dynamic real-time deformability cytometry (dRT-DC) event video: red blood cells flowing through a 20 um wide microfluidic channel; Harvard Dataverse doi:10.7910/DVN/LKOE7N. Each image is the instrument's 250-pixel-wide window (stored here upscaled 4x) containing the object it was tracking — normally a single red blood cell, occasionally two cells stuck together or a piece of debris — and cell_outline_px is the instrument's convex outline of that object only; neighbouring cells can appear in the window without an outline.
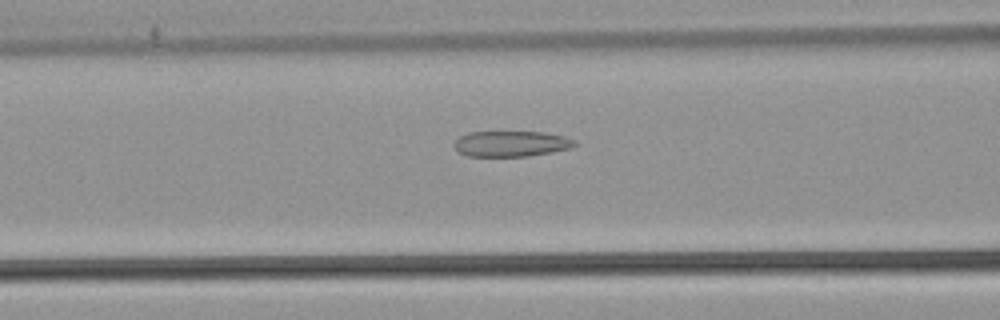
{"species": "common noctule bat (a hibernating species)", "species_latin": "Nyctalus noctula", "temperature_condition": "warm", "stored_images_in_passage": 53, "camera_frame_rate_fps": 3000, "um_per_image_px": 0.085, "animal": {"sex": "male", "body_mass_g": 21.5, "forearm_length_mm": 52.0}, "frame": {"image": 1, "passage_image": 22, "time_ms": 7.0, "image_size_px": [1000, 320], "cell_outline_px": [[580, 144], [572, 148], [552, 152], [528, 156], [468, 156], [456, 152], [452, 144], [460, 136], [468, 132], [544, 132], [564, 136], [576, 140]], "centroid_in_image_um": [43.46, 12.22], "position_along_channel_um": 123.1, "area_um2": 18.32}}
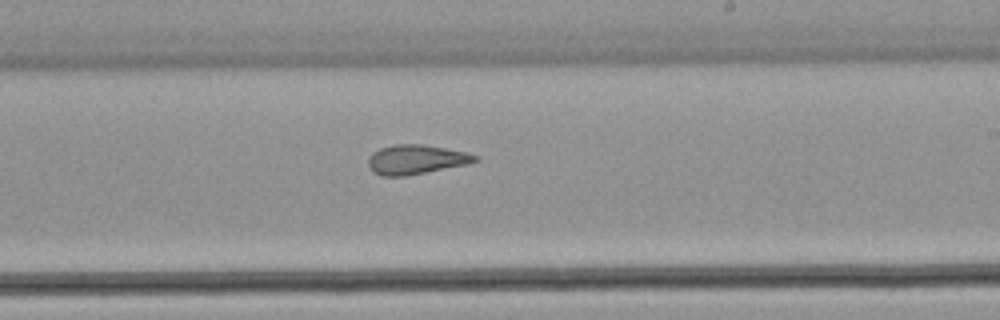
{"frame": {"image": 2, "passage_image": 32, "time_ms": 10.333, "image_size_px": [1000, 320], "cell_outline_px": [[480, 160], [468, 164], [404, 176], [380, 176], [372, 172], [368, 168], [368, 156], [372, 152], [380, 148], [392, 144], [420, 144], [468, 152], [480, 156]], "centroid_in_image_um": [35.34, 13.55], "position_along_channel_um": 253.7, "area_um2": 18.55}}
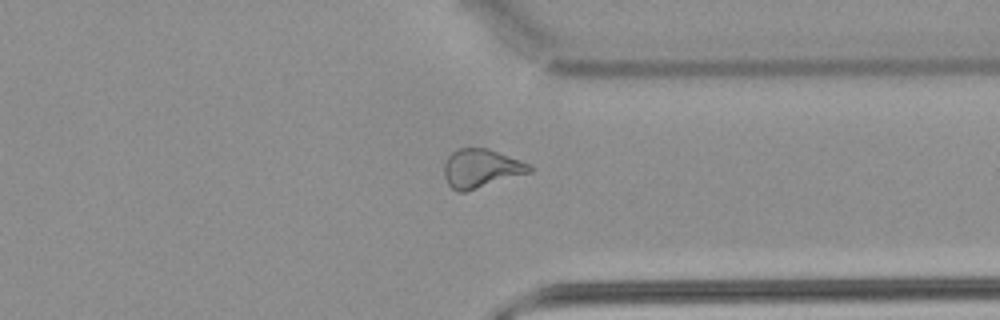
{"frame": {"image": 3, "passage_image": 41, "time_ms": 13.333, "image_size_px": [1000, 320], "cell_outline_px": [[536, 168], [532, 172], [464, 192], [460, 192], [452, 188], [448, 184], [444, 176], [444, 164], [448, 156], [452, 152], [460, 148], [488, 148], [520, 160]], "centroid_in_image_um": [40.9, 14.31], "position_along_channel_um": 370.5, "area_um2": 19.19}, "authors_computed_cell_mechanics": {"area_um2": 21.1548, "velocity_mm_per_s": 3.9321, "shape_relaxation_time_tau1_ms": null, "shape_relaxation_time_tau2_ms": 1.728, "deformation_change_tau1": null, "deformation_change_tau2": 0.0989}}